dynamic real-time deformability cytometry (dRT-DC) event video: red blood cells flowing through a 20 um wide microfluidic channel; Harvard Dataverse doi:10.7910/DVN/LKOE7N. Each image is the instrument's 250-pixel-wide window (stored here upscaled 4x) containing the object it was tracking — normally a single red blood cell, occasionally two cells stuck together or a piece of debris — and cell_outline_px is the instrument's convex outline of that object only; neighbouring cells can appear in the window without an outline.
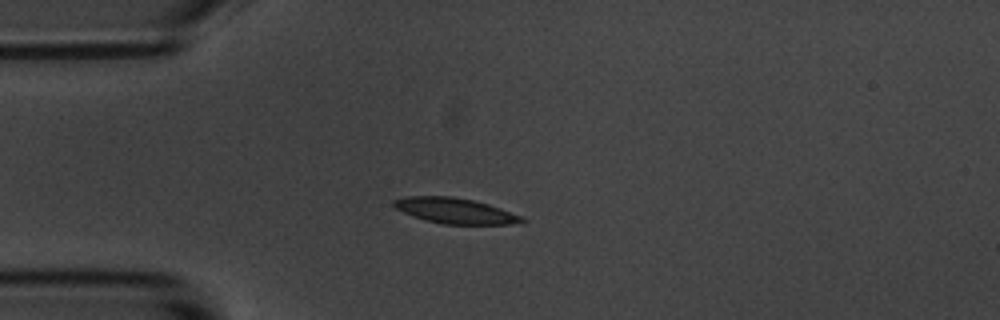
{"species": "common noctule bat (a hibernating species)", "species_latin": "Nyctalus noctula", "temperature_condition": "room temperature", "stored_images_in_passage": 14, "camera_frame_rate_fps": 3000, "um_per_image_px": 0.085, "animal": {"sex": "male", "body_mass_g": 20.1, "forearm_length_mm": 53.5}, "frame": {"image": 1, "passage_image": 3, "time_ms": 3.333, "image_size_px": [1000, 320], "cell_outline_px": [[528, 220], [524, 224], [444, 224], [424, 220], [412, 216], [396, 208], [392, 204], [392, 200], [408, 196], [452, 196], [472, 200], [488, 204], [524, 216]], "centroid_in_image_um": [38.75, 17.92], "position_along_channel_um": 46.3, "area_um2": 19.25}}
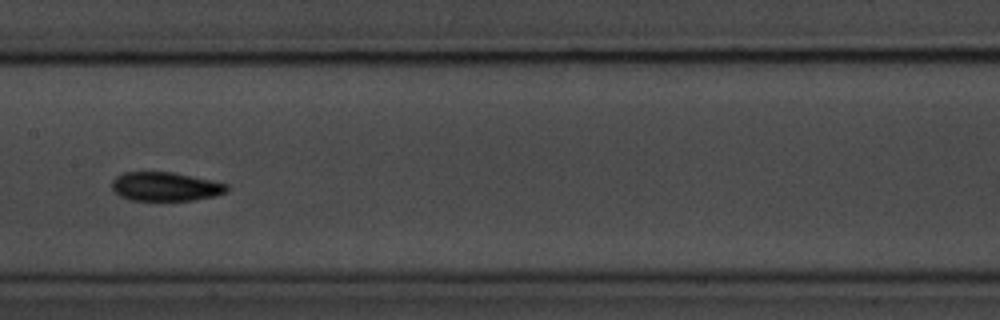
{"frame": {"image": 2, "passage_image": 7, "time_ms": 8.0, "image_size_px": [1000, 320], "cell_outline_px": [[228, 192], [216, 196], [192, 200], [128, 200], [120, 196], [112, 188], [112, 180], [116, 176], [124, 172], [172, 172], [212, 180], [228, 184]], "centroid_in_image_um": [14.07, 15.86], "position_along_channel_um": 193.3, "area_um2": 19.42}}
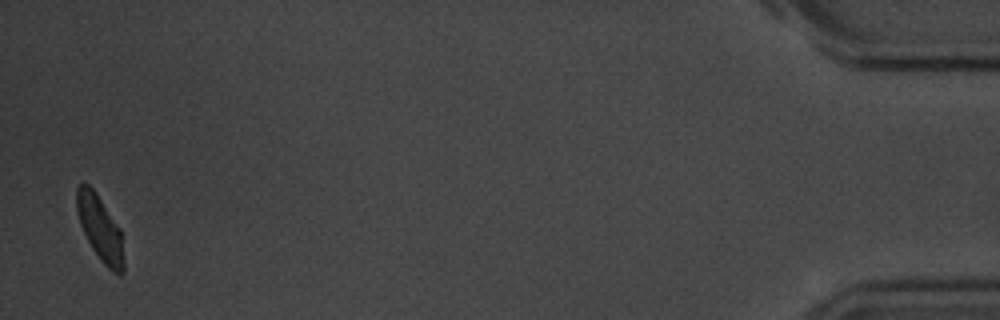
{"frame": {"image": 3, "passage_image": 14, "time_ms": 17.333, "image_size_px": [1000, 320], "cell_outline_px": [[124, 272], [116, 272], [108, 268], [104, 264], [92, 248], [80, 224], [76, 212], [76, 188], [80, 184], [88, 184], [96, 192], [120, 228], [124, 260]], "centroid_in_image_um": [8.49, 19.38], "position_along_channel_um": 426.7, "area_um2": 17.63}, "authors_computed_cell_mechanics": {"area_um2": 18.5538, "velocity_mm_per_s": 3.4546, "shape_relaxation_time_tau1_ms": 3.2518, "shape_relaxation_time_tau2_ms": null, "deformation_change_tau1": 0.1185, "deformation_change_tau2": null}}